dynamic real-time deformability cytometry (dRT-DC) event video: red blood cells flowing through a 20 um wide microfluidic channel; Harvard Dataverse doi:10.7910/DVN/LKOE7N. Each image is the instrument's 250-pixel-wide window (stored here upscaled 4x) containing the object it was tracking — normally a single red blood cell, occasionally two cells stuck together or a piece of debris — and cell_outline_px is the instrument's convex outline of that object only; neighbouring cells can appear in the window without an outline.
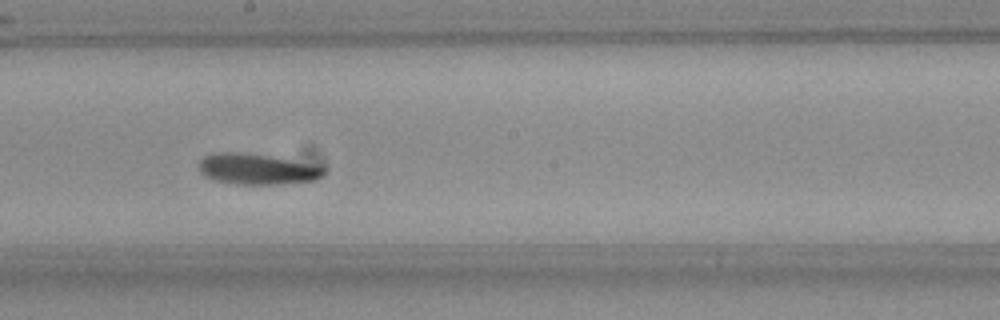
{"species": "Egyptian fruit bat (a non-hibernating species)", "species_latin": "Rousettus aegyptiacus", "temperature_condition": "room temperature", "stored_images_in_passage": 10, "camera_frame_rate_fps": 3000, "um_per_image_px": 0.085, "frame": {"image": 1, "passage_image": 9, "time_ms": 2.667, "image_size_px": [1000, 320], "cell_outline_px": [[328, 172], [324, 176], [316, 180], [284, 184], [236, 184], [212, 180], [204, 176], [200, 172], [200, 160], [204, 156], [212, 152], [240, 152], [324, 164], [328, 168]], "centroid_in_image_um": [21.97, 14.37], "position_along_channel_um": 226.2, "area_um2": 23.18}}
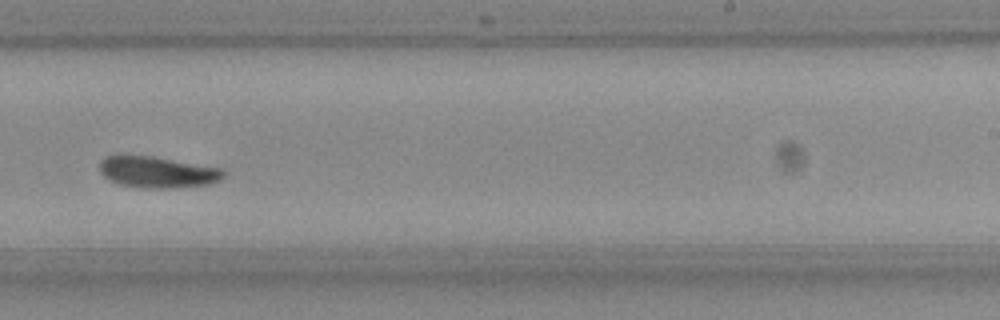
{"frame": {"image": 2, "passage_image": 10, "time_ms": 3.0, "image_size_px": [1000, 320], "cell_outline_px": [[224, 176], [220, 180], [208, 184], [176, 188], [144, 188], [120, 184], [108, 180], [100, 172], [100, 160], [104, 156], [152, 156], [220, 168], [224, 172]], "centroid_in_image_um": [13.36, 14.64], "position_along_channel_um": 275.6, "area_um2": 22.43}}